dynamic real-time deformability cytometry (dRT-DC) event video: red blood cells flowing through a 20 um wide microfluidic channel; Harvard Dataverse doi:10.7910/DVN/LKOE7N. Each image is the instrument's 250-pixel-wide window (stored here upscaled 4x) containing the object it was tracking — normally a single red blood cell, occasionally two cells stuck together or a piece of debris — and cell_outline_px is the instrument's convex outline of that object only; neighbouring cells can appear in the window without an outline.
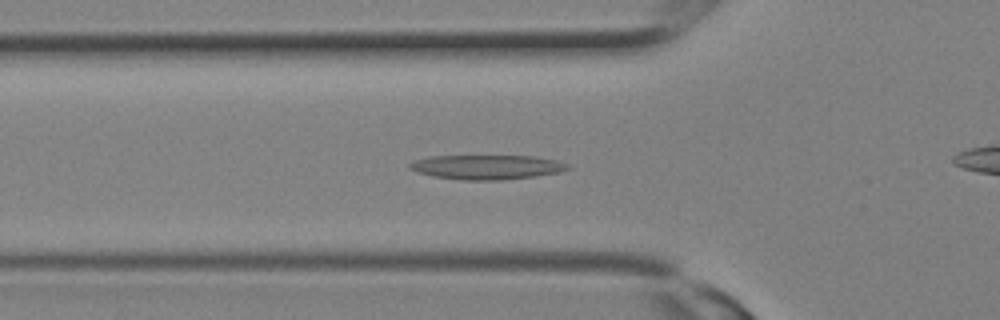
{"species": "Egyptian fruit bat (a non-hibernating species)", "species_latin": "Rousettus aegyptiacus", "temperature_condition": "room temperature", "stored_images_in_passage": 26, "camera_frame_rate_fps": 3000, "um_per_image_px": 0.085, "animal": {"sex": "female"}, "frame": {"image": 1, "passage_image": 7, "time_ms": 2.0, "image_size_px": [1000, 320], "cell_outline_px": [[572, 168], [556, 172], [536, 176], [504, 180], [460, 180], [432, 176], [416, 172], [408, 168], [408, 164], [412, 160], [428, 156], [536, 156], [556, 160], [568, 164]], "centroid_in_image_um": [41.32, 14.2], "position_along_channel_um": 84.5, "area_um2": 22.77}}
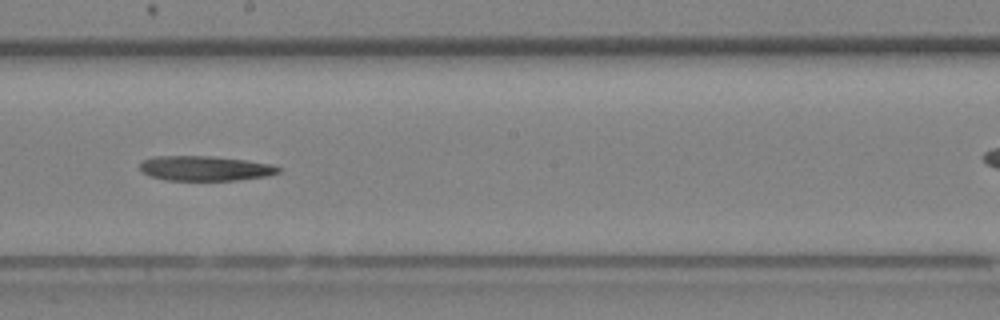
{"frame": {"image": 2, "passage_image": 13, "time_ms": 4.0, "image_size_px": [1000, 320], "cell_outline_px": [[280, 172], [268, 176], [236, 180], [164, 180], [140, 172], [140, 164], [144, 160], [152, 156], [212, 156], [244, 160], [272, 164], [280, 168]], "centroid_in_image_um": [17.42, 14.31], "position_along_channel_um": 230.8, "area_um2": 20.06}}
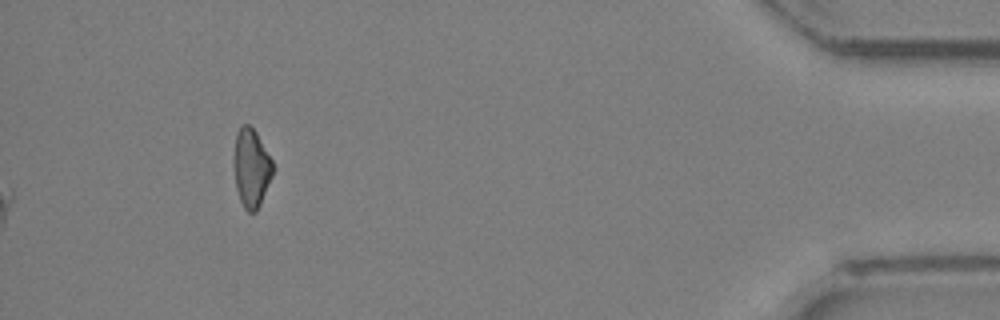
{"frame": {"image": 3, "passage_image": 26, "time_ms": 8.333, "image_size_px": [1000, 320], "cell_outline_px": [[276, 168], [260, 204], [256, 212], [248, 212], [244, 208], [240, 200], [236, 188], [232, 164], [232, 156], [236, 132], [240, 124], [248, 124], [256, 132], [272, 160]], "centroid_in_image_um": [21.34, 14.25], "position_along_channel_um": 413.9, "area_um2": 18.38}}